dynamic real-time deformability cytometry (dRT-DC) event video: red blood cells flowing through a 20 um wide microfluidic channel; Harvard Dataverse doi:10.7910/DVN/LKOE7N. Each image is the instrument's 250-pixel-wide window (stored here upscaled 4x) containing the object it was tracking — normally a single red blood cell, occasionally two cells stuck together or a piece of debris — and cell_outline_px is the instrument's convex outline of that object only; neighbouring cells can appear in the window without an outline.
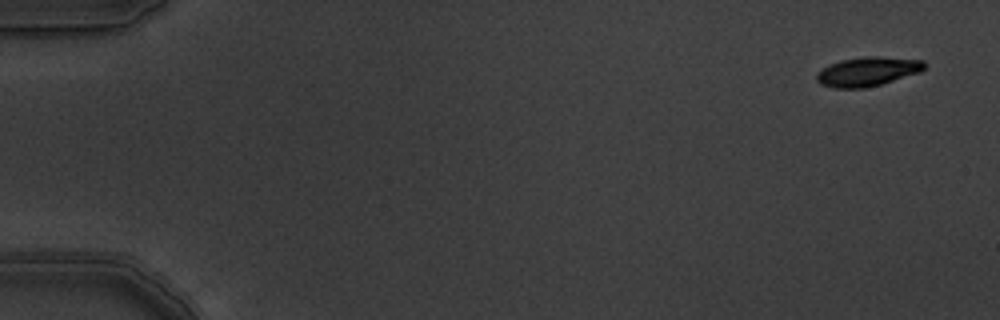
{"species": "common noctule bat (a hibernating species)", "species_latin": "Nyctalus noctula", "temperature_condition": "warm", "stored_images_in_passage": 6, "camera_frame_rate_fps": 3000, "um_per_image_px": 0.085, "animal": {"sex": "male", "body_mass_g": 19.5, "forearm_length_mm": 54.6}, "frame": {"image": 1, "passage_image": 1, "time_ms": 0.0, "image_size_px": [1000, 320], "cell_outline_px": [[924, 68], [920, 72], [880, 84], [864, 88], [836, 88], [820, 84], [816, 80], [816, 72], [828, 64], [840, 60], [864, 56], [880, 56], [924, 60]], "centroid_in_image_um": [73.7, 6.07], "position_along_channel_um": 11.3, "area_um2": 18.38}}
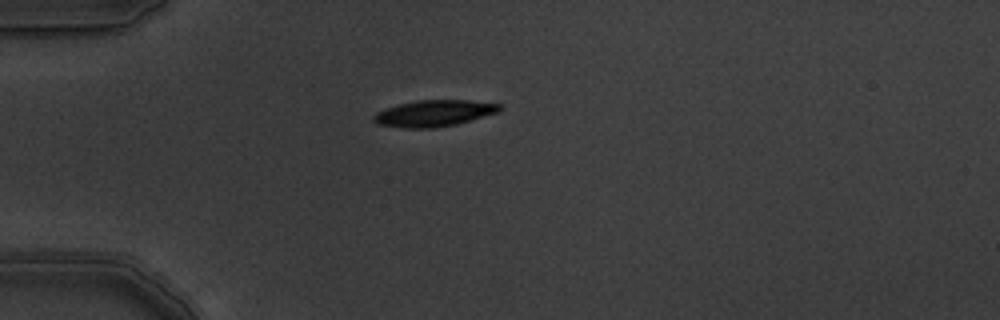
{"frame": {"image": 2, "passage_image": 4, "time_ms": 1.0, "image_size_px": [1000, 320], "cell_outline_px": [[500, 112], [456, 124], [432, 128], [400, 128], [376, 124], [372, 120], [372, 116], [376, 112], [384, 108], [400, 104], [420, 100], [468, 100], [500, 104]], "centroid_in_image_um": [36.84, 9.64], "position_along_channel_um": 48.2, "area_um2": 19.42}}
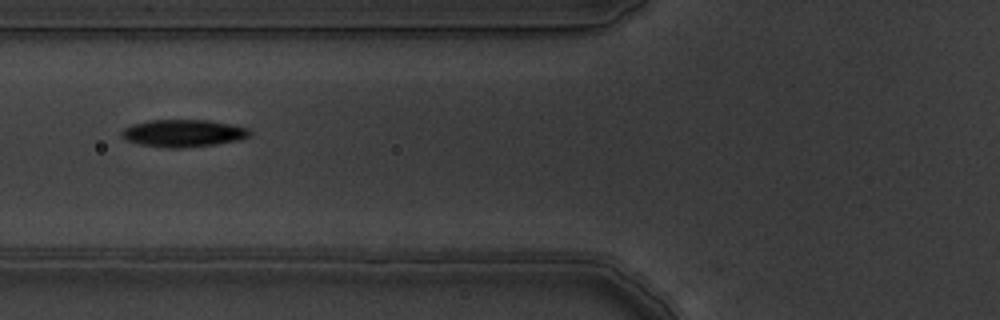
{"frame": {"image": 3, "passage_image": 6, "time_ms": 1.667, "image_size_px": [1000, 320], "cell_outline_px": [[252, 132], [248, 136], [240, 140], [216, 144], [184, 148], [164, 148], [140, 144], [128, 140], [120, 136], [120, 132], [124, 128], [132, 124], [148, 120], [208, 120], [248, 128]], "centroid_in_image_um": [15.55, 11.33], "position_along_channel_um": 110.2, "area_um2": 20.46}}